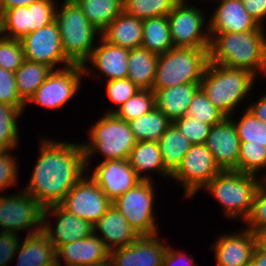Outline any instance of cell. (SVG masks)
<instances>
[{
	"instance_id": "cell-11",
	"label": "cell",
	"mask_w": 266,
	"mask_h": 266,
	"mask_svg": "<svg viewBox=\"0 0 266 266\" xmlns=\"http://www.w3.org/2000/svg\"><path fill=\"white\" fill-rule=\"evenodd\" d=\"M83 77L82 65L72 64L53 70L25 105L33 103L47 110H59L77 96L78 90L80 92Z\"/></svg>"
},
{
	"instance_id": "cell-2",
	"label": "cell",
	"mask_w": 266,
	"mask_h": 266,
	"mask_svg": "<svg viewBox=\"0 0 266 266\" xmlns=\"http://www.w3.org/2000/svg\"><path fill=\"white\" fill-rule=\"evenodd\" d=\"M266 30L214 33L208 49L209 63L266 76Z\"/></svg>"
},
{
	"instance_id": "cell-7",
	"label": "cell",
	"mask_w": 266,
	"mask_h": 266,
	"mask_svg": "<svg viewBox=\"0 0 266 266\" xmlns=\"http://www.w3.org/2000/svg\"><path fill=\"white\" fill-rule=\"evenodd\" d=\"M208 49L173 47L159 54L152 89L200 83L209 63Z\"/></svg>"
},
{
	"instance_id": "cell-42",
	"label": "cell",
	"mask_w": 266,
	"mask_h": 266,
	"mask_svg": "<svg viewBox=\"0 0 266 266\" xmlns=\"http://www.w3.org/2000/svg\"><path fill=\"white\" fill-rule=\"evenodd\" d=\"M25 61L20 40L0 37V67L15 72Z\"/></svg>"
},
{
	"instance_id": "cell-31",
	"label": "cell",
	"mask_w": 266,
	"mask_h": 266,
	"mask_svg": "<svg viewBox=\"0 0 266 266\" xmlns=\"http://www.w3.org/2000/svg\"><path fill=\"white\" fill-rule=\"evenodd\" d=\"M100 33L123 11V0H74Z\"/></svg>"
},
{
	"instance_id": "cell-33",
	"label": "cell",
	"mask_w": 266,
	"mask_h": 266,
	"mask_svg": "<svg viewBox=\"0 0 266 266\" xmlns=\"http://www.w3.org/2000/svg\"><path fill=\"white\" fill-rule=\"evenodd\" d=\"M137 141H155L164 134L172 122L156 107L138 118L128 121Z\"/></svg>"
},
{
	"instance_id": "cell-10",
	"label": "cell",
	"mask_w": 266,
	"mask_h": 266,
	"mask_svg": "<svg viewBox=\"0 0 266 266\" xmlns=\"http://www.w3.org/2000/svg\"><path fill=\"white\" fill-rule=\"evenodd\" d=\"M44 207L30 194L19 189L12 196L0 195V231L27 235L43 229Z\"/></svg>"
},
{
	"instance_id": "cell-27",
	"label": "cell",
	"mask_w": 266,
	"mask_h": 266,
	"mask_svg": "<svg viewBox=\"0 0 266 266\" xmlns=\"http://www.w3.org/2000/svg\"><path fill=\"white\" fill-rule=\"evenodd\" d=\"M16 257L18 259L16 266H45L56 259V253L52 243L41 231L21 238Z\"/></svg>"
},
{
	"instance_id": "cell-9",
	"label": "cell",
	"mask_w": 266,
	"mask_h": 266,
	"mask_svg": "<svg viewBox=\"0 0 266 266\" xmlns=\"http://www.w3.org/2000/svg\"><path fill=\"white\" fill-rule=\"evenodd\" d=\"M196 6L188 0H180L168 13L174 47L209 48V19L203 11L205 7Z\"/></svg>"
},
{
	"instance_id": "cell-57",
	"label": "cell",
	"mask_w": 266,
	"mask_h": 266,
	"mask_svg": "<svg viewBox=\"0 0 266 266\" xmlns=\"http://www.w3.org/2000/svg\"><path fill=\"white\" fill-rule=\"evenodd\" d=\"M244 266H256L255 263L251 260L248 263H246Z\"/></svg>"
},
{
	"instance_id": "cell-21",
	"label": "cell",
	"mask_w": 266,
	"mask_h": 266,
	"mask_svg": "<svg viewBox=\"0 0 266 266\" xmlns=\"http://www.w3.org/2000/svg\"><path fill=\"white\" fill-rule=\"evenodd\" d=\"M218 3L209 17L210 37L214 33L265 30L246 11L242 0H208Z\"/></svg>"
},
{
	"instance_id": "cell-43",
	"label": "cell",
	"mask_w": 266,
	"mask_h": 266,
	"mask_svg": "<svg viewBox=\"0 0 266 266\" xmlns=\"http://www.w3.org/2000/svg\"><path fill=\"white\" fill-rule=\"evenodd\" d=\"M107 82V83H106ZM105 90L108 99L116 105L115 109H107L105 113H114L130 97H132L140 88L133 84L128 78L113 79L105 81Z\"/></svg>"
},
{
	"instance_id": "cell-20",
	"label": "cell",
	"mask_w": 266,
	"mask_h": 266,
	"mask_svg": "<svg viewBox=\"0 0 266 266\" xmlns=\"http://www.w3.org/2000/svg\"><path fill=\"white\" fill-rule=\"evenodd\" d=\"M205 145L222 171H237L240 141L230 117L211 127Z\"/></svg>"
},
{
	"instance_id": "cell-15",
	"label": "cell",
	"mask_w": 266,
	"mask_h": 266,
	"mask_svg": "<svg viewBox=\"0 0 266 266\" xmlns=\"http://www.w3.org/2000/svg\"><path fill=\"white\" fill-rule=\"evenodd\" d=\"M52 220H55V222ZM53 222L56 224H53ZM42 232L56 250L63 244L91 236L94 233V228L91 222L67 212L60 205H51L44 209Z\"/></svg>"
},
{
	"instance_id": "cell-8",
	"label": "cell",
	"mask_w": 266,
	"mask_h": 266,
	"mask_svg": "<svg viewBox=\"0 0 266 266\" xmlns=\"http://www.w3.org/2000/svg\"><path fill=\"white\" fill-rule=\"evenodd\" d=\"M155 183L151 180H142L112 202L139 236L160 232L157 224L159 222L156 221L157 217L154 214L157 191L154 189Z\"/></svg>"
},
{
	"instance_id": "cell-39",
	"label": "cell",
	"mask_w": 266,
	"mask_h": 266,
	"mask_svg": "<svg viewBox=\"0 0 266 266\" xmlns=\"http://www.w3.org/2000/svg\"><path fill=\"white\" fill-rule=\"evenodd\" d=\"M155 108V94L153 90L140 89L130 97L114 114L126 122L143 116Z\"/></svg>"
},
{
	"instance_id": "cell-53",
	"label": "cell",
	"mask_w": 266,
	"mask_h": 266,
	"mask_svg": "<svg viewBox=\"0 0 266 266\" xmlns=\"http://www.w3.org/2000/svg\"><path fill=\"white\" fill-rule=\"evenodd\" d=\"M252 261L256 266H266V249L259 243L254 249Z\"/></svg>"
},
{
	"instance_id": "cell-46",
	"label": "cell",
	"mask_w": 266,
	"mask_h": 266,
	"mask_svg": "<svg viewBox=\"0 0 266 266\" xmlns=\"http://www.w3.org/2000/svg\"><path fill=\"white\" fill-rule=\"evenodd\" d=\"M0 103L14 106L17 109H25L27 106L20 99L14 72L0 67Z\"/></svg>"
},
{
	"instance_id": "cell-35",
	"label": "cell",
	"mask_w": 266,
	"mask_h": 266,
	"mask_svg": "<svg viewBox=\"0 0 266 266\" xmlns=\"http://www.w3.org/2000/svg\"><path fill=\"white\" fill-rule=\"evenodd\" d=\"M24 110L0 103V150L16 149L19 146L21 139L18 122Z\"/></svg>"
},
{
	"instance_id": "cell-19",
	"label": "cell",
	"mask_w": 266,
	"mask_h": 266,
	"mask_svg": "<svg viewBox=\"0 0 266 266\" xmlns=\"http://www.w3.org/2000/svg\"><path fill=\"white\" fill-rule=\"evenodd\" d=\"M129 50L111 45L99 37L90 58L83 65L85 76L92 77L94 75L95 78L99 76L101 79L106 77V81L127 78ZM88 64H91L90 66L96 71Z\"/></svg>"
},
{
	"instance_id": "cell-45",
	"label": "cell",
	"mask_w": 266,
	"mask_h": 266,
	"mask_svg": "<svg viewBox=\"0 0 266 266\" xmlns=\"http://www.w3.org/2000/svg\"><path fill=\"white\" fill-rule=\"evenodd\" d=\"M12 150H0V193L7 191L11 186L18 185L19 161L18 157L12 153ZM18 170V171H17Z\"/></svg>"
},
{
	"instance_id": "cell-17",
	"label": "cell",
	"mask_w": 266,
	"mask_h": 266,
	"mask_svg": "<svg viewBox=\"0 0 266 266\" xmlns=\"http://www.w3.org/2000/svg\"><path fill=\"white\" fill-rule=\"evenodd\" d=\"M215 239L210 249L214 253L216 266H244L252 260L259 243L258 235L245 227L221 234Z\"/></svg>"
},
{
	"instance_id": "cell-44",
	"label": "cell",
	"mask_w": 266,
	"mask_h": 266,
	"mask_svg": "<svg viewBox=\"0 0 266 266\" xmlns=\"http://www.w3.org/2000/svg\"><path fill=\"white\" fill-rule=\"evenodd\" d=\"M172 123L192 144H205L212 127L189 115L178 118Z\"/></svg>"
},
{
	"instance_id": "cell-28",
	"label": "cell",
	"mask_w": 266,
	"mask_h": 266,
	"mask_svg": "<svg viewBox=\"0 0 266 266\" xmlns=\"http://www.w3.org/2000/svg\"><path fill=\"white\" fill-rule=\"evenodd\" d=\"M158 57L142 47L130 49L127 78L140 89L152 90Z\"/></svg>"
},
{
	"instance_id": "cell-58",
	"label": "cell",
	"mask_w": 266,
	"mask_h": 266,
	"mask_svg": "<svg viewBox=\"0 0 266 266\" xmlns=\"http://www.w3.org/2000/svg\"><path fill=\"white\" fill-rule=\"evenodd\" d=\"M2 36V23H1V13H0V37Z\"/></svg>"
},
{
	"instance_id": "cell-13",
	"label": "cell",
	"mask_w": 266,
	"mask_h": 266,
	"mask_svg": "<svg viewBox=\"0 0 266 266\" xmlns=\"http://www.w3.org/2000/svg\"><path fill=\"white\" fill-rule=\"evenodd\" d=\"M59 205L67 212L94 225L111 207L112 201L86 173Z\"/></svg>"
},
{
	"instance_id": "cell-24",
	"label": "cell",
	"mask_w": 266,
	"mask_h": 266,
	"mask_svg": "<svg viewBox=\"0 0 266 266\" xmlns=\"http://www.w3.org/2000/svg\"><path fill=\"white\" fill-rule=\"evenodd\" d=\"M200 83L181 84L163 89H152L155 107L171 122L188 113V108Z\"/></svg>"
},
{
	"instance_id": "cell-4",
	"label": "cell",
	"mask_w": 266,
	"mask_h": 266,
	"mask_svg": "<svg viewBox=\"0 0 266 266\" xmlns=\"http://www.w3.org/2000/svg\"><path fill=\"white\" fill-rule=\"evenodd\" d=\"M263 178L253 174L225 170L214 176L202 189L215 198L224 217L241 220L249 216L255 193Z\"/></svg>"
},
{
	"instance_id": "cell-25",
	"label": "cell",
	"mask_w": 266,
	"mask_h": 266,
	"mask_svg": "<svg viewBox=\"0 0 266 266\" xmlns=\"http://www.w3.org/2000/svg\"><path fill=\"white\" fill-rule=\"evenodd\" d=\"M130 166L142 180L155 181L151 173L170 180L171 173L165 168L160 152V146L155 141H138L128 157ZM149 174H148V173Z\"/></svg>"
},
{
	"instance_id": "cell-18",
	"label": "cell",
	"mask_w": 266,
	"mask_h": 266,
	"mask_svg": "<svg viewBox=\"0 0 266 266\" xmlns=\"http://www.w3.org/2000/svg\"><path fill=\"white\" fill-rule=\"evenodd\" d=\"M142 235L133 243L110 251L113 266H162L168 244L159 236Z\"/></svg>"
},
{
	"instance_id": "cell-51",
	"label": "cell",
	"mask_w": 266,
	"mask_h": 266,
	"mask_svg": "<svg viewBox=\"0 0 266 266\" xmlns=\"http://www.w3.org/2000/svg\"><path fill=\"white\" fill-rule=\"evenodd\" d=\"M262 95L256 102H250L246 106L257 118L266 123V93Z\"/></svg>"
},
{
	"instance_id": "cell-3",
	"label": "cell",
	"mask_w": 266,
	"mask_h": 266,
	"mask_svg": "<svg viewBox=\"0 0 266 266\" xmlns=\"http://www.w3.org/2000/svg\"><path fill=\"white\" fill-rule=\"evenodd\" d=\"M257 78L244 69L208 63L200 88L216 108L230 117L238 112L242 102L250 100Z\"/></svg>"
},
{
	"instance_id": "cell-1",
	"label": "cell",
	"mask_w": 266,
	"mask_h": 266,
	"mask_svg": "<svg viewBox=\"0 0 266 266\" xmlns=\"http://www.w3.org/2000/svg\"><path fill=\"white\" fill-rule=\"evenodd\" d=\"M38 157L31 176L22 188L44 208L59 205L87 173L82 142L57 141L41 135Z\"/></svg>"
},
{
	"instance_id": "cell-49",
	"label": "cell",
	"mask_w": 266,
	"mask_h": 266,
	"mask_svg": "<svg viewBox=\"0 0 266 266\" xmlns=\"http://www.w3.org/2000/svg\"><path fill=\"white\" fill-rule=\"evenodd\" d=\"M168 244L166 252L163 257L162 266H195L194 257L192 254L181 249H175ZM189 256V257H188Z\"/></svg>"
},
{
	"instance_id": "cell-6",
	"label": "cell",
	"mask_w": 266,
	"mask_h": 266,
	"mask_svg": "<svg viewBox=\"0 0 266 266\" xmlns=\"http://www.w3.org/2000/svg\"><path fill=\"white\" fill-rule=\"evenodd\" d=\"M58 5L59 2L55 21L59 27L64 54L72 64L83 66L90 58L101 33L90 24L74 0H63L61 7Z\"/></svg>"
},
{
	"instance_id": "cell-48",
	"label": "cell",
	"mask_w": 266,
	"mask_h": 266,
	"mask_svg": "<svg viewBox=\"0 0 266 266\" xmlns=\"http://www.w3.org/2000/svg\"><path fill=\"white\" fill-rule=\"evenodd\" d=\"M20 240V234L0 231V266H9L14 261Z\"/></svg>"
},
{
	"instance_id": "cell-12",
	"label": "cell",
	"mask_w": 266,
	"mask_h": 266,
	"mask_svg": "<svg viewBox=\"0 0 266 266\" xmlns=\"http://www.w3.org/2000/svg\"><path fill=\"white\" fill-rule=\"evenodd\" d=\"M221 171L205 144H193L170 179L183 187V199H193Z\"/></svg>"
},
{
	"instance_id": "cell-26",
	"label": "cell",
	"mask_w": 266,
	"mask_h": 266,
	"mask_svg": "<svg viewBox=\"0 0 266 266\" xmlns=\"http://www.w3.org/2000/svg\"><path fill=\"white\" fill-rule=\"evenodd\" d=\"M143 20L122 11L101 33L111 45L134 49L142 45Z\"/></svg>"
},
{
	"instance_id": "cell-55",
	"label": "cell",
	"mask_w": 266,
	"mask_h": 266,
	"mask_svg": "<svg viewBox=\"0 0 266 266\" xmlns=\"http://www.w3.org/2000/svg\"><path fill=\"white\" fill-rule=\"evenodd\" d=\"M87 266H113V264L111 263V260L109 259L102 263H97V264H92V265H87Z\"/></svg>"
},
{
	"instance_id": "cell-14",
	"label": "cell",
	"mask_w": 266,
	"mask_h": 266,
	"mask_svg": "<svg viewBox=\"0 0 266 266\" xmlns=\"http://www.w3.org/2000/svg\"><path fill=\"white\" fill-rule=\"evenodd\" d=\"M20 42L25 54V60L46 64L54 70L72 65L64 54L56 21L30 32Z\"/></svg>"
},
{
	"instance_id": "cell-40",
	"label": "cell",
	"mask_w": 266,
	"mask_h": 266,
	"mask_svg": "<svg viewBox=\"0 0 266 266\" xmlns=\"http://www.w3.org/2000/svg\"><path fill=\"white\" fill-rule=\"evenodd\" d=\"M187 115L211 126L227 118L222 111L212 104L201 88L195 92L190 102Z\"/></svg>"
},
{
	"instance_id": "cell-32",
	"label": "cell",
	"mask_w": 266,
	"mask_h": 266,
	"mask_svg": "<svg viewBox=\"0 0 266 266\" xmlns=\"http://www.w3.org/2000/svg\"><path fill=\"white\" fill-rule=\"evenodd\" d=\"M141 47L158 55L174 47L167 15L143 20Z\"/></svg>"
},
{
	"instance_id": "cell-54",
	"label": "cell",
	"mask_w": 266,
	"mask_h": 266,
	"mask_svg": "<svg viewBox=\"0 0 266 266\" xmlns=\"http://www.w3.org/2000/svg\"><path fill=\"white\" fill-rule=\"evenodd\" d=\"M258 240L261 246H266V229L258 234Z\"/></svg>"
},
{
	"instance_id": "cell-56",
	"label": "cell",
	"mask_w": 266,
	"mask_h": 266,
	"mask_svg": "<svg viewBox=\"0 0 266 266\" xmlns=\"http://www.w3.org/2000/svg\"><path fill=\"white\" fill-rule=\"evenodd\" d=\"M45 266H64V265L60 264V263L55 259L53 262H51V263H49L48 265H45Z\"/></svg>"
},
{
	"instance_id": "cell-23",
	"label": "cell",
	"mask_w": 266,
	"mask_h": 266,
	"mask_svg": "<svg viewBox=\"0 0 266 266\" xmlns=\"http://www.w3.org/2000/svg\"><path fill=\"white\" fill-rule=\"evenodd\" d=\"M93 228L94 234L104 242L109 251L127 246L139 237L113 204Z\"/></svg>"
},
{
	"instance_id": "cell-29",
	"label": "cell",
	"mask_w": 266,
	"mask_h": 266,
	"mask_svg": "<svg viewBox=\"0 0 266 266\" xmlns=\"http://www.w3.org/2000/svg\"><path fill=\"white\" fill-rule=\"evenodd\" d=\"M53 70L46 64L25 60L14 72L18 95L25 104Z\"/></svg>"
},
{
	"instance_id": "cell-16",
	"label": "cell",
	"mask_w": 266,
	"mask_h": 266,
	"mask_svg": "<svg viewBox=\"0 0 266 266\" xmlns=\"http://www.w3.org/2000/svg\"><path fill=\"white\" fill-rule=\"evenodd\" d=\"M87 172L112 202L142 181L128 159L99 161L97 166L92 170L88 168Z\"/></svg>"
},
{
	"instance_id": "cell-52",
	"label": "cell",
	"mask_w": 266,
	"mask_h": 266,
	"mask_svg": "<svg viewBox=\"0 0 266 266\" xmlns=\"http://www.w3.org/2000/svg\"><path fill=\"white\" fill-rule=\"evenodd\" d=\"M39 0H0V13L6 9L15 8L19 6H28L33 2Z\"/></svg>"
},
{
	"instance_id": "cell-37",
	"label": "cell",
	"mask_w": 266,
	"mask_h": 266,
	"mask_svg": "<svg viewBox=\"0 0 266 266\" xmlns=\"http://www.w3.org/2000/svg\"><path fill=\"white\" fill-rule=\"evenodd\" d=\"M266 147L263 145L240 142L237 172L261 176L266 179ZM261 172V173H260Z\"/></svg>"
},
{
	"instance_id": "cell-50",
	"label": "cell",
	"mask_w": 266,
	"mask_h": 266,
	"mask_svg": "<svg viewBox=\"0 0 266 266\" xmlns=\"http://www.w3.org/2000/svg\"><path fill=\"white\" fill-rule=\"evenodd\" d=\"M244 8L250 16L262 27H265L266 0H242Z\"/></svg>"
},
{
	"instance_id": "cell-30",
	"label": "cell",
	"mask_w": 266,
	"mask_h": 266,
	"mask_svg": "<svg viewBox=\"0 0 266 266\" xmlns=\"http://www.w3.org/2000/svg\"><path fill=\"white\" fill-rule=\"evenodd\" d=\"M162 162L172 174L193 145L172 123L158 140Z\"/></svg>"
},
{
	"instance_id": "cell-22",
	"label": "cell",
	"mask_w": 266,
	"mask_h": 266,
	"mask_svg": "<svg viewBox=\"0 0 266 266\" xmlns=\"http://www.w3.org/2000/svg\"><path fill=\"white\" fill-rule=\"evenodd\" d=\"M56 260L65 266H87L109 260L110 251L94 233L91 236L59 246ZM63 261H62V259Z\"/></svg>"
},
{
	"instance_id": "cell-5",
	"label": "cell",
	"mask_w": 266,
	"mask_h": 266,
	"mask_svg": "<svg viewBox=\"0 0 266 266\" xmlns=\"http://www.w3.org/2000/svg\"><path fill=\"white\" fill-rule=\"evenodd\" d=\"M102 114L95 124H91L87 130L88 140L82 143L87 169L91 167L89 163L95 155H102V161L128 159L138 142L128 122L118 118L114 113Z\"/></svg>"
},
{
	"instance_id": "cell-36",
	"label": "cell",
	"mask_w": 266,
	"mask_h": 266,
	"mask_svg": "<svg viewBox=\"0 0 266 266\" xmlns=\"http://www.w3.org/2000/svg\"><path fill=\"white\" fill-rule=\"evenodd\" d=\"M242 114V115H241ZM240 114V118L230 116L236 126L239 141L266 147V123L257 118L247 107Z\"/></svg>"
},
{
	"instance_id": "cell-34",
	"label": "cell",
	"mask_w": 266,
	"mask_h": 266,
	"mask_svg": "<svg viewBox=\"0 0 266 266\" xmlns=\"http://www.w3.org/2000/svg\"><path fill=\"white\" fill-rule=\"evenodd\" d=\"M1 23L2 36L21 40L32 32L31 4L4 10Z\"/></svg>"
},
{
	"instance_id": "cell-41",
	"label": "cell",
	"mask_w": 266,
	"mask_h": 266,
	"mask_svg": "<svg viewBox=\"0 0 266 266\" xmlns=\"http://www.w3.org/2000/svg\"><path fill=\"white\" fill-rule=\"evenodd\" d=\"M244 223V227L256 235L266 229V179L258 186L250 214Z\"/></svg>"
},
{
	"instance_id": "cell-47",
	"label": "cell",
	"mask_w": 266,
	"mask_h": 266,
	"mask_svg": "<svg viewBox=\"0 0 266 266\" xmlns=\"http://www.w3.org/2000/svg\"><path fill=\"white\" fill-rule=\"evenodd\" d=\"M58 0H39L31 3L32 32L55 21Z\"/></svg>"
},
{
	"instance_id": "cell-38",
	"label": "cell",
	"mask_w": 266,
	"mask_h": 266,
	"mask_svg": "<svg viewBox=\"0 0 266 266\" xmlns=\"http://www.w3.org/2000/svg\"><path fill=\"white\" fill-rule=\"evenodd\" d=\"M180 0H123V11L145 20L166 16Z\"/></svg>"
}]
</instances>
